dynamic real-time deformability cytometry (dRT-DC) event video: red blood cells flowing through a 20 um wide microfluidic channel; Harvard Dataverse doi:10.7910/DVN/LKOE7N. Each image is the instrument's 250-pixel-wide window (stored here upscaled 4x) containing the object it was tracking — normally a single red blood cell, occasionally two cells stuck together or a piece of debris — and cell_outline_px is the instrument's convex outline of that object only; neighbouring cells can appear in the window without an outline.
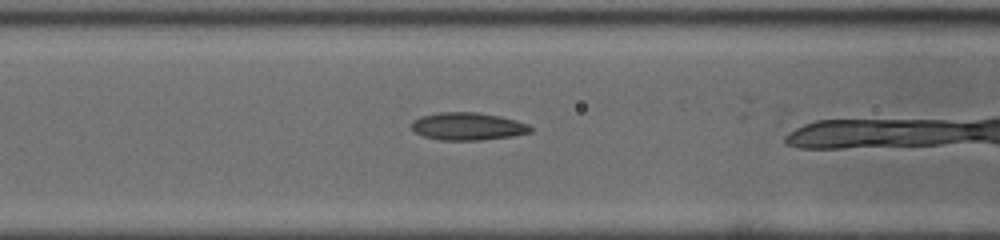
{"species": "common noctule bat (a hibernating species)", "species_latin": "Nyctalus noctula", "temperature_condition": "cold", "stored_images_in_passage": 18, "camera_frame_rate_fps": 3000, "um_per_image_px": 0.085, "animal": {"sex": "male", "body_mass_g": 19.0, "forearm_length_mm": 50.8}, "frame": {"image": 1, "passage_image": 16, "time_ms": 5.0, "image_size_px": [1000, 240], "cell_outline_px": [[532, 132], [512, 136], [480, 140], [440, 140], [424, 136], [416, 132], [412, 128], [412, 120], [420, 116], [440, 112], [476, 112], [500, 116], [516, 120], [528, 124], [532, 128]], "centroid_in_image_um": [39.76, 10.73], "position_along_channel_um": 126.8, "area_um2": 19.13}}